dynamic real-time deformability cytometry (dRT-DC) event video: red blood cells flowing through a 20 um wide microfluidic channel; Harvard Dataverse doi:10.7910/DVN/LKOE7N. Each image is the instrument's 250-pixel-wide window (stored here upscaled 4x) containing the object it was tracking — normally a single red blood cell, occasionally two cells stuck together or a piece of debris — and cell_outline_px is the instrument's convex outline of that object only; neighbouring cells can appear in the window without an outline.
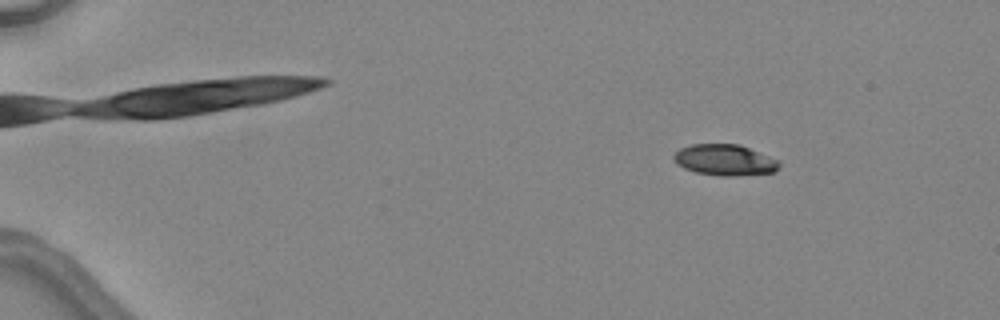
{"species": "common noctule bat (a hibernating species)", "species_latin": "Nyctalus noctula", "temperature_condition": "warm", "stored_images_in_passage": 7, "camera_frame_rate_fps": 3000, "um_per_image_px": 0.085, "animal": {"sex": "female", "body_mass_g": 24.6, "forearm_length_mm": 56.2}, "frame": {"image": 1, "passage_image": 2, "time_ms": 1.333, "image_size_px": [1000, 320], "cell_outline_px": [[780, 164], [772, 172], [736, 176], [720, 176], [696, 172], [684, 168], [676, 164], [672, 156], [680, 148], [692, 144], [740, 144], [780, 160]], "centroid_in_image_um": [61.59, 13.59], "position_along_channel_um": 23.4, "area_um2": 19.13}}
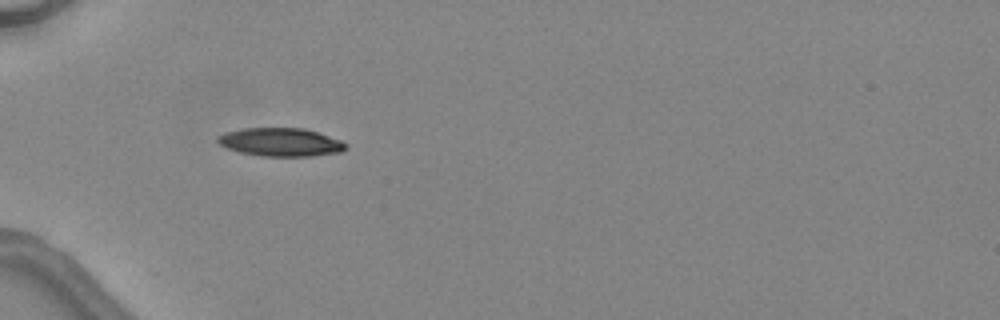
{"frame": {"image": 2, "passage_image": 5, "time_ms": 4.667, "image_size_px": [1000, 320], "cell_outline_px": [[348, 144], [340, 152], [312, 156], [260, 156], [240, 152], [228, 148], [220, 144], [216, 140], [216, 136], [224, 132], [244, 128], [304, 128], [340, 140]], "centroid_in_image_um": [23.81, 12.08], "position_along_channel_um": 61.2, "area_um2": 21.04}}